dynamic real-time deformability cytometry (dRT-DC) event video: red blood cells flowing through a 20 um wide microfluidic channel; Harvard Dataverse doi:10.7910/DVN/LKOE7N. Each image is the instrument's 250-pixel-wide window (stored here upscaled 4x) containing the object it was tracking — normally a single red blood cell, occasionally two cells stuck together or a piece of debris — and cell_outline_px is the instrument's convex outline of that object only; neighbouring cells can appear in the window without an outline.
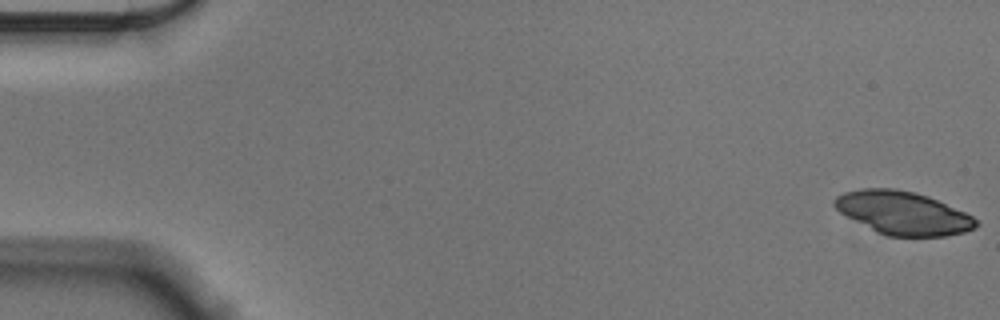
{"species": "Egyptian fruit bat (a non-hibernating species)", "species_latin": "Rousettus aegyptiacus", "temperature_condition": "cold", "stored_images_in_passage": 55, "camera_frame_rate_fps": 3000, "um_per_image_px": 0.085, "animal": {"sex": "male"}, "frame": {"image": 1, "passage_image": 1, "time_ms": 0.0, "image_size_px": [1000, 320], "cell_outline_px": [[980, 224], [976, 228], [964, 232], [944, 236], [888, 236], [876, 232], [840, 212], [832, 204], [832, 200], [836, 196], [844, 192], [860, 188], [896, 188], [916, 192], [928, 196], [964, 212], [972, 216]], "centroid_in_image_um": [76.73, 18.09], "position_along_channel_um": 8.3, "area_um2": 35.6}}
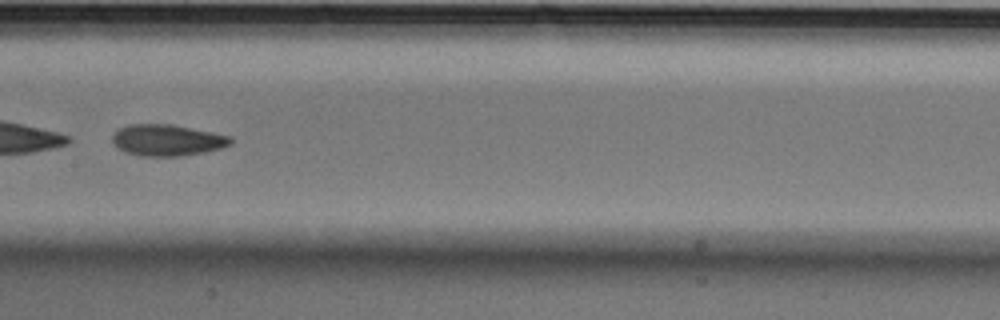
{"frame": {"image": 2, "passage_image": 29, "time_ms": 9.333, "image_size_px": [1000, 320], "cell_outline_px": [[232, 144], [220, 148], [204, 152], [180, 156], [140, 156], [124, 152], [112, 144], [112, 136], [120, 128], [128, 124], [172, 124], [232, 136]], "centroid_in_image_um": [14.2, 11.91], "position_along_channel_um": 193.2, "area_um2": 21.73}}